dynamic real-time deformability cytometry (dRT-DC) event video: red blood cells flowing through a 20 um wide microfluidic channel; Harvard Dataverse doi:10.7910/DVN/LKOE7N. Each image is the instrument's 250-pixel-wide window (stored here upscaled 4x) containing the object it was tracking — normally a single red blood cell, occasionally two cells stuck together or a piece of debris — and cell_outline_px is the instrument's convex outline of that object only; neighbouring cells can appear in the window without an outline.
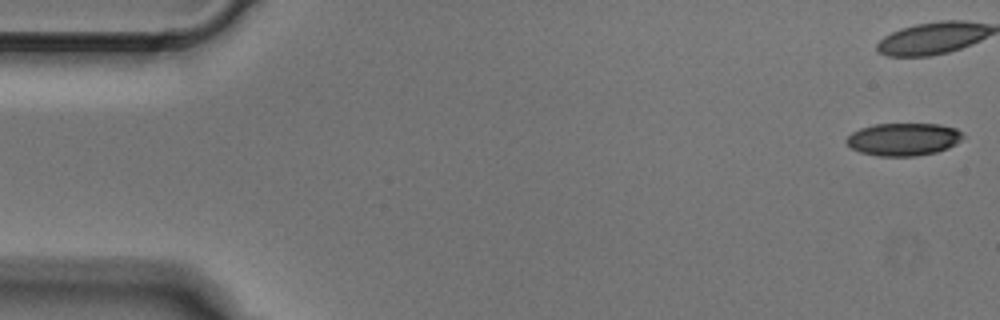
{"species": "Egyptian fruit bat (a non-hibernating species)", "species_latin": "Rousettus aegyptiacus", "temperature_condition": "cold", "stored_images_in_passage": 8, "camera_frame_rate_fps": 3000, "um_per_image_px": 0.085, "animal": {"sex": "male"}, "frame": {"image": 1, "passage_image": 1, "time_ms": 0.0, "image_size_px": [1000, 320], "cell_outline_px": [[964, 136], [956, 144], [948, 148], [936, 152], [916, 156], [876, 156], [860, 152], [852, 148], [844, 140], [852, 132], [860, 128], [876, 124], [940, 124], [956, 128]], "centroid_in_image_um": [76.78, 11.84], "position_along_channel_um": 8.2, "area_um2": 22.2}}
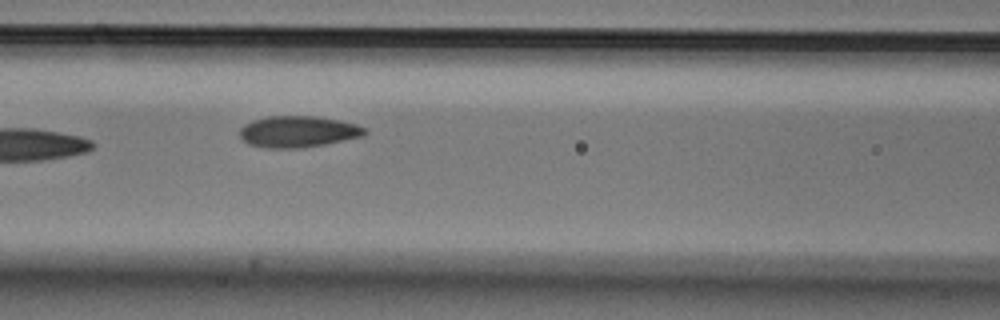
{"frame": {"image": 2, "passage_image": 6, "time_ms": 1.667, "image_size_px": [1000, 320], "cell_outline_px": [[368, 132], [364, 136], [324, 144], [300, 148], [268, 148], [248, 144], [240, 136], [240, 128], [244, 124], [252, 120], [268, 116], [316, 116], [340, 120], [356, 124], [368, 128]], "centroid_in_image_um": [25.36, 11.18], "position_along_channel_um": 141.2, "area_um2": 23.0}}
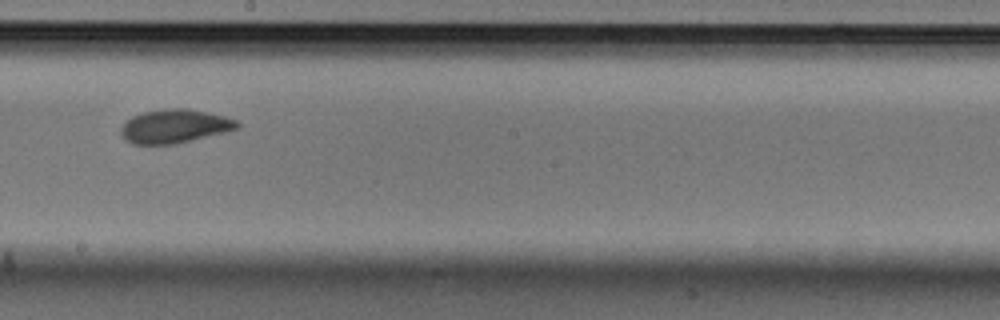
{"frame": {"image": 3, "passage_image": 8, "time_ms": 2.333, "image_size_px": [1000, 320], "cell_outline_px": [[240, 128], [228, 132], [176, 144], [132, 144], [120, 132], [120, 128], [132, 116], [144, 112], [168, 108], [188, 108], [208, 112], [224, 116], [236, 120], [240, 124]], "centroid_in_image_um": [14.91, 10.73], "position_along_channel_um": 233.3, "area_um2": 22.89}}